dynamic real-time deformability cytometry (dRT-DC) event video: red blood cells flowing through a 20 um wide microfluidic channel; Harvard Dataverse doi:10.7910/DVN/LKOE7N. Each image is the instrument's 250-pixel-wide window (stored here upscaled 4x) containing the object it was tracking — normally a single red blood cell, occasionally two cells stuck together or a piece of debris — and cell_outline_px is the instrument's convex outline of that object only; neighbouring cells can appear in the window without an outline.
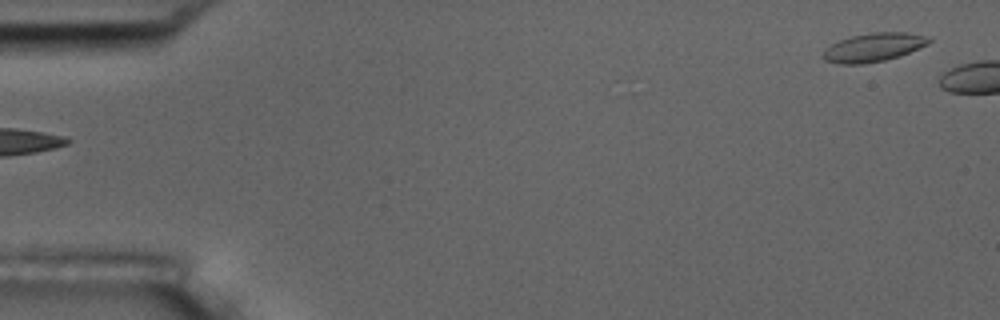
{"species": "common noctule bat (a hibernating species)", "species_latin": "Nyctalus noctula", "temperature_condition": "room temperature", "stored_images_in_passage": 2, "camera_frame_rate_fps": 3000, "um_per_image_px": 0.085, "animal": {"sex": "male", "body_mass_g": 17.5, "forearm_length_mm": 52.3}, "frame": {"image": 1, "passage_image": 1, "time_ms": 0.0, "image_size_px": [1000, 320], "cell_outline_px": [[932, 40], [928, 44], [900, 56], [884, 60], [864, 64], [840, 64], [824, 60], [824, 48], [840, 40], [852, 36], [872, 32], [908, 32], [928, 36]], "centroid_in_image_um": [74.28, 4.02], "position_along_channel_um": 10.7, "area_um2": 17.63}}